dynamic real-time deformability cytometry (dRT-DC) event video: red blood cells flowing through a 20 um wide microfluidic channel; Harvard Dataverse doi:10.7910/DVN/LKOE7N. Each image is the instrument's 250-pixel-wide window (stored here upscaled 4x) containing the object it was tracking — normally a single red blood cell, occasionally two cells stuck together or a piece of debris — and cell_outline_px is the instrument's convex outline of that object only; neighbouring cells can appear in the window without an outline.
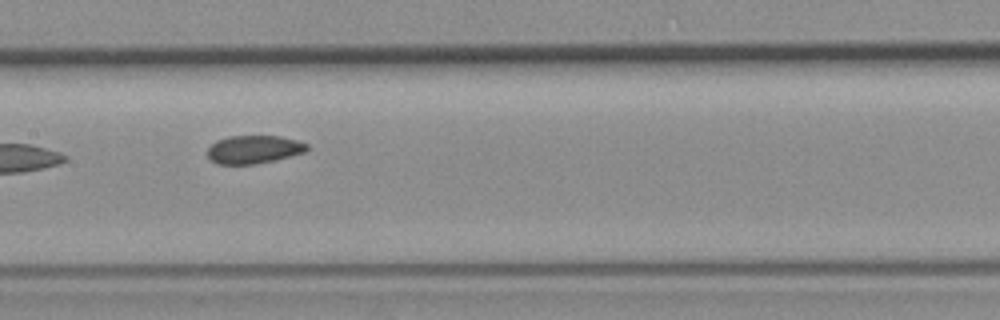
{"species": "common noctule bat (a hibernating species)", "species_latin": "Nyctalus noctula", "temperature_condition": "room temperature", "stored_images_in_passage": 10, "camera_frame_rate_fps": 3000, "um_per_image_px": 0.085, "animal": {"sex": "female", "body_mass_g": 19.3, "forearm_length_mm": 54.1}, "frame": {"image": 1, "passage_image": 7, "time_ms": 7.0, "image_size_px": [1000, 320], "cell_outline_px": [[308, 148], [304, 152], [272, 160], [252, 164], [216, 164], [208, 156], [208, 148], [216, 140], [228, 136], [280, 136], [296, 140], [308, 144]], "centroid_in_image_um": [21.54, 12.69], "position_along_channel_um": 185.9, "area_um2": 16.07}}
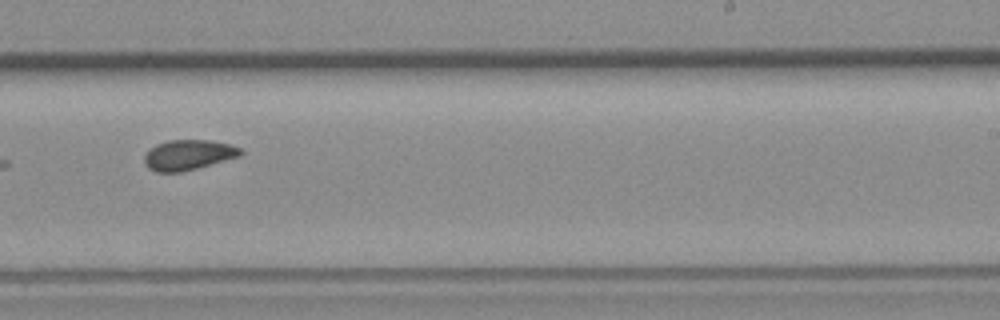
{"frame": {"image": 2, "passage_image": 9, "time_ms": 9.333, "image_size_px": [1000, 320], "cell_outline_px": [[244, 152], [240, 156], [196, 168], [180, 172], [156, 172], [148, 168], [144, 164], [144, 156], [156, 144], [168, 140], [208, 140], [228, 144], [240, 148]], "centroid_in_image_um": [15.99, 13.17], "position_along_channel_um": 273.0, "area_um2": 16.76}}